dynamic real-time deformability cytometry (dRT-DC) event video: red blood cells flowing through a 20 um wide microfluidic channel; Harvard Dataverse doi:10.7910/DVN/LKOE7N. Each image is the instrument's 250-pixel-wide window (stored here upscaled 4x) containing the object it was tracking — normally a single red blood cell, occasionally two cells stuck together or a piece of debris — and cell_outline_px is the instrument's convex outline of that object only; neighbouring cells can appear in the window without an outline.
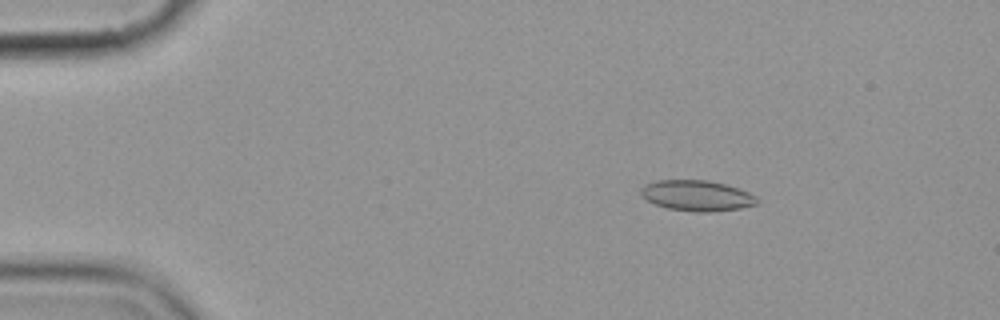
{"species": "common noctule bat (a hibernating species)", "species_latin": "Nyctalus noctula", "temperature_condition": "cold", "stored_images_in_passage": 5, "camera_frame_rate_fps": 3000, "um_per_image_px": 0.085, "animal": {"sex": "female", "body_mass_g": 19.9}, "frame": {"image": 1, "passage_image": 3, "time_ms": 2.0, "image_size_px": [1000, 320], "cell_outline_px": [[756, 204], [740, 208], [708, 212], [696, 212], [668, 208], [656, 204], [648, 200], [640, 192], [640, 188], [644, 184], [656, 180], [708, 180], [724, 184], [748, 192], [756, 196]], "centroid_in_image_um": [59.2, 16.62], "position_along_channel_um": 25.8, "area_um2": 20.46}}